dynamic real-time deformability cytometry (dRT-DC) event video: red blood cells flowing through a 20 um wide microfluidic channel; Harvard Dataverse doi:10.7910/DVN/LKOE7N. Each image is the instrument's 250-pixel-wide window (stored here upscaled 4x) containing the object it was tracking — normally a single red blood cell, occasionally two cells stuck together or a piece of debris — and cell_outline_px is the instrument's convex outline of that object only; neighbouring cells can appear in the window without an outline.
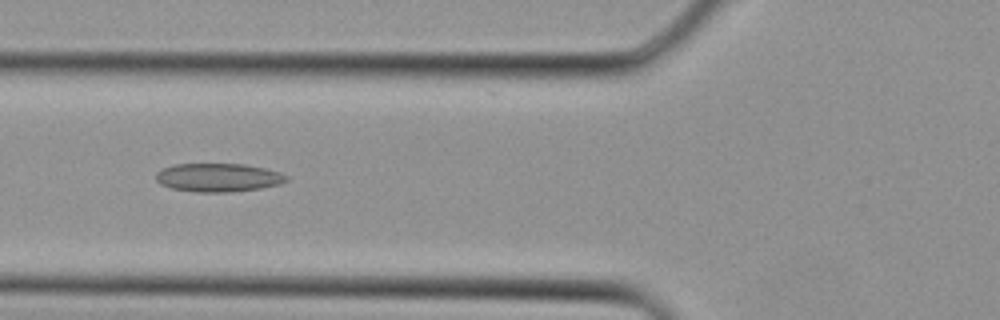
{"species": "Egyptian fruit bat (a non-hibernating species)", "species_latin": "Rousettus aegyptiacus", "temperature_condition": "cold", "stored_images_in_passage": 31, "camera_frame_rate_fps": 3000, "um_per_image_px": 0.085, "animal": {"sex": "female"}, "frame": {"image": 1, "passage_image": 10, "time_ms": 3.0, "image_size_px": [1000, 320], "cell_outline_px": [[288, 180], [280, 184], [260, 188], [228, 192], [196, 192], [172, 188], [160, 184], [156, 180], [156, 172], [172, 164], [244, 164], [264, 168], [280, 172], [288, 176]], "centroid_in_image_um": [18.55, 15.08], "position_along_channel_um": 107.3, "area_um2": 21.62}}
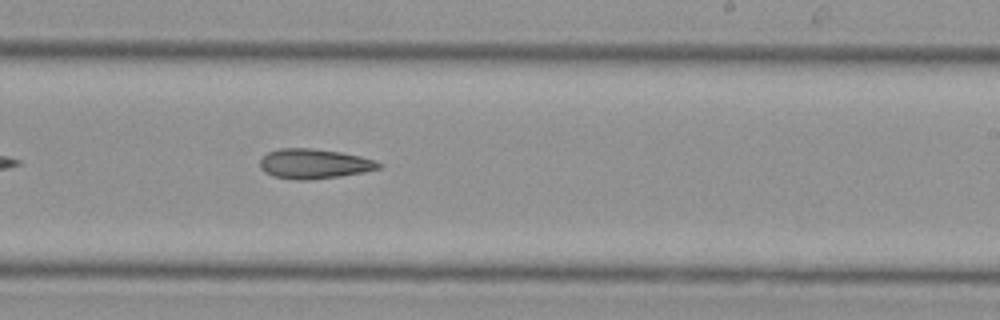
{"frame": {"image": 2, "passage_image": 18, "time_ms": 5.667, "image_size_px": [1000, 320], "cell_outline_px": [[384, 164], [380, 168], [364, 172], [340, 176], [308, 180], [296, 180], [272, 176], [264, 172], [260, 168], [260, 160], [268, 152], [280, 148], [312, 148], [340, 152], [360, 156], [376, 160]], "centroid_in_image_um": [26.71, 13.92], "position_along_channel_um": 262.3, "area_um2": 20.75}}
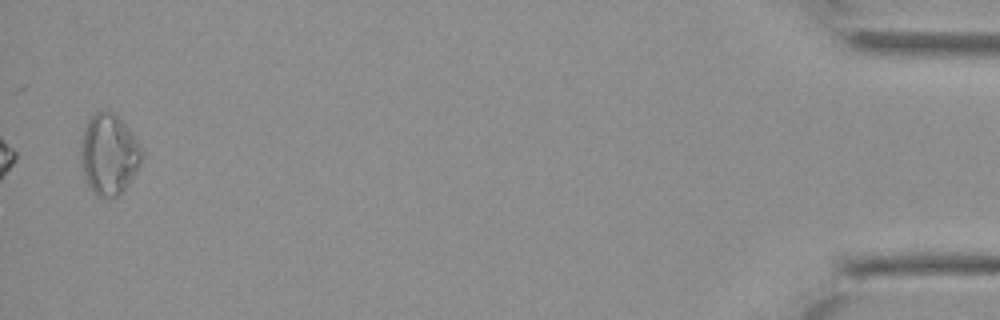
{"frame": {"image": 3, "passage_image": 31, "time_ms": 10.0, "image_size_px": [1000, 320], "cell_outline_px": [[144, 156], [140, 164], [124, 192], [120, 196], [96, 196], [92, 192], [84, 176], [80, 160], [80, 140], [84, 128], [88, 120], [96, 112], [112, 112], [128, 128], [140, 144], [144, 152]], "centroid_in_image_um": [9.25, 13.15], "position_along_channel_um": 425.9, "area_um2": 28.84}}